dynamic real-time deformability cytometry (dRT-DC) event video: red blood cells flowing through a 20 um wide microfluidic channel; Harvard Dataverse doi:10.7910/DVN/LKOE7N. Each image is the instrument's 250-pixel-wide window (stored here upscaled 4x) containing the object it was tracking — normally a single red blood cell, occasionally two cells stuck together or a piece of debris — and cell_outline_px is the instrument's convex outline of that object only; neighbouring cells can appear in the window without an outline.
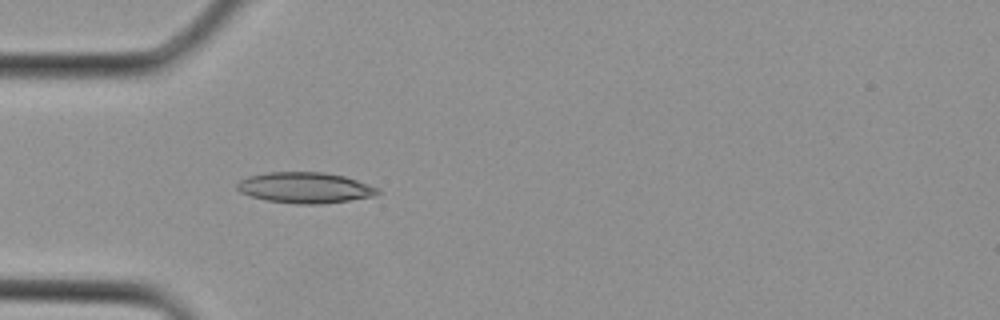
{"species": "Egyptian fruit bat (a non-hibernating species)", "species_latin": "Rousettus aegyptiacus", "temperature_condition": "cold", "stored_images_in_passage": 2, "camera_frame_rate_fps": 3000, "um_per_image_px": 0.085, "animal": {"sex": "female"}, "frame": {"image": 1, "passage_image": 2, "time_ms": 0.333, "image_size_px": [1000, 320], "cell_outline_px": [[380, 192], [372, 196], [348, 200], [320, 204], [296, 204], [268, 200], [252, 196], [240, 192], [236, 188], [236, 184], [240, 180], [248, 176], [268, 172], [324, 172], [344, 176], [380, 188]], "centroid_in_image_um": [25.91, 15.94], "position_along_channel_um": 59.1, "area_um2": 25.09}}